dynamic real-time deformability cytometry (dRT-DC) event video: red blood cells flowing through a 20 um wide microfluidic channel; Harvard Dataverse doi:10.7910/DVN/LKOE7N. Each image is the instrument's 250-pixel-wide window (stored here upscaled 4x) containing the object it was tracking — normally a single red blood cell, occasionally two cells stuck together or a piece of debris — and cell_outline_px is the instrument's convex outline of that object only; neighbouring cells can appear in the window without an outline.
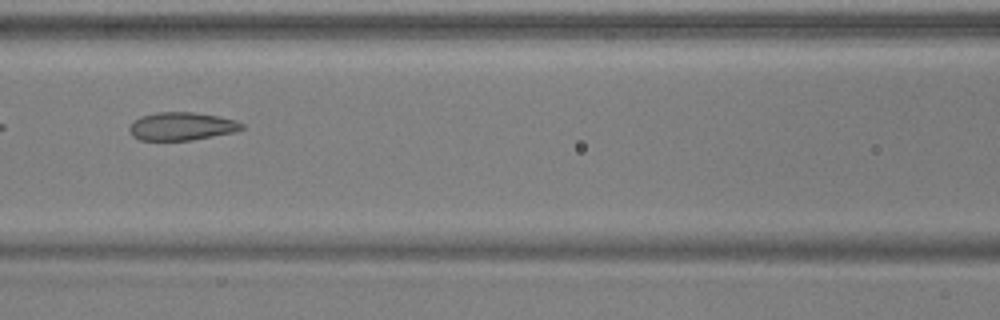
{"species": "common noctule bat (a hibernating species)", "species_latin": "Nyctalus noctula", "temperature_condition": "warm", "stored_images_in_passage": 23, "camera_frame_rate_fps": 3000, "um_per_image_px": 0.085, "animal": {"sex": "male", "body_mass_g": 17.9, "forearm_length_mm": 54.2}, "frame": {"image": 1, "passage_image": 7, "time_ms": 2.0, "image_size_px": [1000, 320], "cell_outline_px": [[244, 128], [232, 132], [192, 140], [140, 140], [132, 136], [128, 128], [140, 116], [156, 112], [192, 112], [220, 116], [236, 120], [244, 124]], "centroid_in_image_um": [15.44, 10.73], "position_along_channel_um": 151.2, "area_um2": 18.32}}
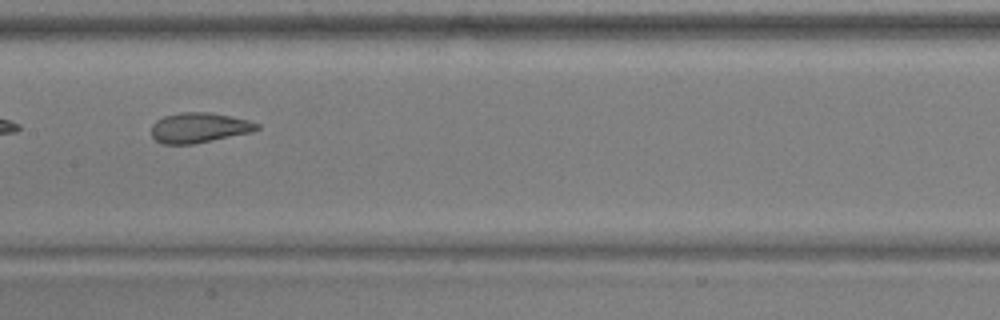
{"frame": {"image": 2, "passage_image": 10, "time_ms": 3.0, "image_size_px": [1000, 320], "cell_outline_px": [[260, 128], [252, 132], [192, 144], [160, 144], [152, 136], [152, 124], [156, 120], [164, 116], [180, 112], [208, 112], [248, 120], [260, 124]], "centroid_in_image_um": [16.9, 10.85], "position_along_channel_um": 190.5, "area_um2": 18.44}}